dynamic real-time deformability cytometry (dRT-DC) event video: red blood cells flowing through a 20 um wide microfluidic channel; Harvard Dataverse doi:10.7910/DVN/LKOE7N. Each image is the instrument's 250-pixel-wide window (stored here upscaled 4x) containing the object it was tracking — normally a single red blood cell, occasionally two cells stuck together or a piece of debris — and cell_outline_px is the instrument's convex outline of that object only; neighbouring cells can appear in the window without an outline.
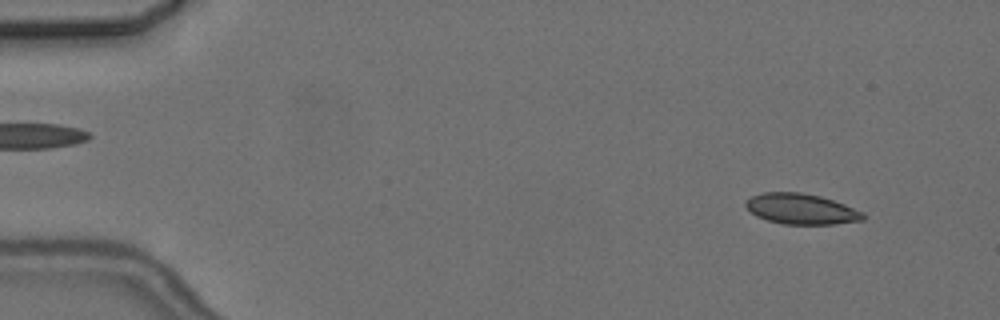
{"species": "common noctule bat (a hibernating species)", "species_latin": "Nyctalus noctula", "temperature_condition": "cold", "stored_images_in_passage": 6, "camera_frame_rate_fps": 3000, "um_per_image_px": 0.085, "animal": {"sex": "female", "body_mass_g": 24.6, "forearm_length_mm": 56.2}, "frame": {"image": 1, "passage_image": 2, "time_ms": 1.0, "image_size_px": [1000, 320], "cell_outline_px": [[864, 220], [836, 224], [784, 224], [768, 220], [756, 216], [744, 204], [744, 200], [752, 196], [764, 192], [800, 192], [820, 196], [844, 204], [864, 212]], "centroid_in_image_um": [68.1, 17.76], "position_along_channel_um": 16.9, "area_um2": 20.87}}
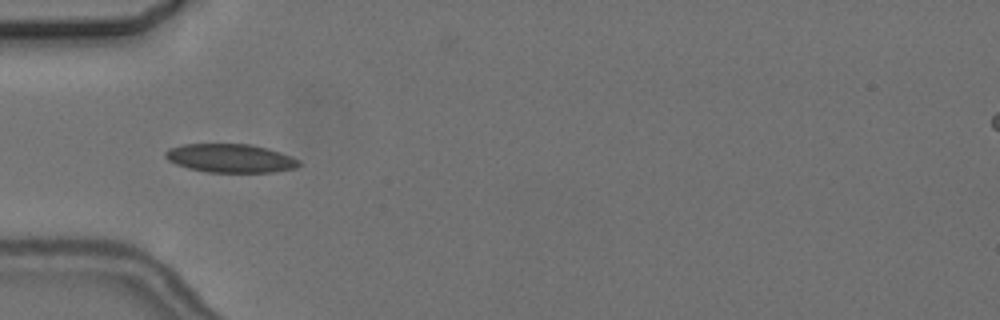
{"frame": {"image": 2, "passage_image": 5, "time_ms": 5.333, "image_size_px": [1000, 320], "cell_outline_px": [[300, 164], [296, 168], [272, 172], [208, 172], [188, 168], [176, 164], [168, 160], [164, 156], [164, 152], [168, 148], [184, 144], [248, 144], [268, 148], [292, 156], [300, 160]], "centroid_in_image_um": [19.58, 13.44], "position_along_channel_um": 65.4, "area_um2": 22.31}}
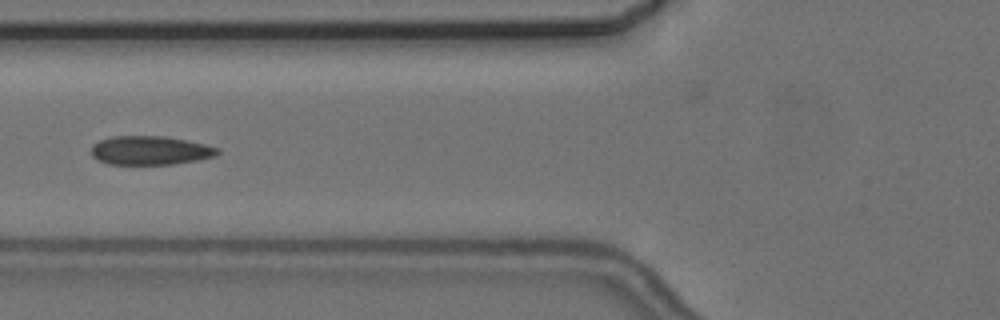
{"frame": {"image": 3, "passage_image": 6, "time_ms": 6.667, "image_size_px": [1000, 320], "cell_outline_px": [[220, 152], [216, 156], [200, 160], [172, 164], [108, 164], [96, 160], [92, 156], [92, 144], [100, 140], [112, 136], [164, 136], [204, 144], [220, 148]], "centroid_in_image_um": [12.77, 12.79], "position_along_channel_um": 113.0, "area_um2": 21.33}}